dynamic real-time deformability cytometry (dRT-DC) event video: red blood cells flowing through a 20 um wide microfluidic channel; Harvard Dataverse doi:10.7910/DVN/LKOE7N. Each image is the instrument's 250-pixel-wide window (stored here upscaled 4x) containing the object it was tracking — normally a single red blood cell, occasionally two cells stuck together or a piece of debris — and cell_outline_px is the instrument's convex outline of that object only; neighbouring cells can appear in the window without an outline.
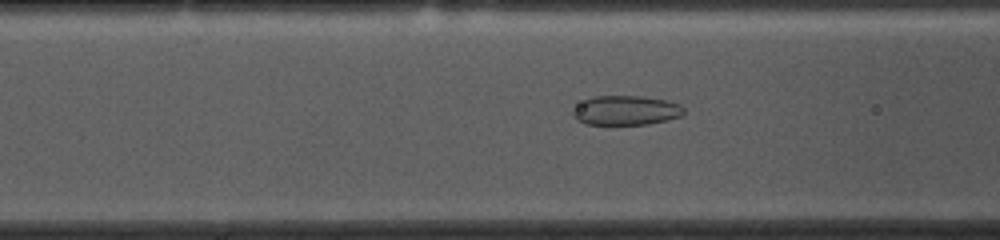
{"species": "common noctule bat (a hibernating species)", "species_latin": "Nyctalus noctula", "temperature_condition": "cold", "stored_images_in_passage": 53, "camera_frame_rate_fps": 3000, "um_per_image_px": 0.085, "animal": {"sex": "female", "body_mass_g": 10.0, "forearm_length_mm": 53.1}, "frame": {"image": 1, "passage_image": 19, "time_ms": 6.0, "image_size_px": [1000, 240], "cell_outline_px": [[684, 112], [680, 116], [668, 120], [648, 124], [588, 124], [580, 120], [572, 112], [584, 100], [592, 96], [640, 96], [664, 100], [680, 104], [684, 108]], "centroid_in_image_um": [53.26, 9.37], "position_along_channel_um": 113.3, "area_um2": 18.67}}
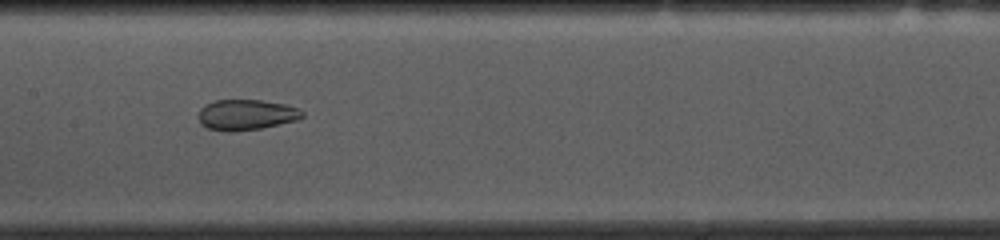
{"frame": {"image": 2, "passage_image": 25, "time_ms": 8.0, "image_size_px": [1000, 240], "cell_outline_px": [[304, 116], [300, 120], [260, 128], [228, 132], [208, 128], [200, 124], [196, 116], [200, 108], [204, 104], [216, 100], [260, 100], [284, 104], [300, 108], [304, 112]], "centroid_in_image_um": [20.92, 9.75], "position_along_channel_um": 186.5, "area_um2": 18.79}}
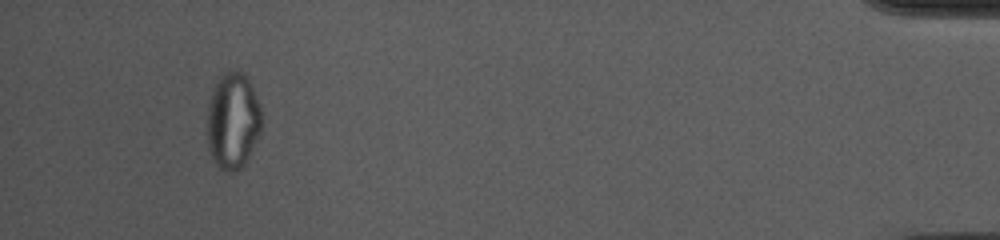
{"frame": {"image": 3, "passage_image": 50, "time_ms": 16.333, "image_size_px": [1000, 240], "cell_outline_px": [[260, 132], [244, 164], [236, 172], [228, 172], [220, 168], [212, 160], [208, 148], [208, 108], [212, 92], [216, 80], [224, 72], [240, 68], [244, 72], [252, 88], [260, 108]], "centroid_in_image_um": [19.77, 10.25], "position_along_channel_um": 415.4, "area_um2": 30.35}}